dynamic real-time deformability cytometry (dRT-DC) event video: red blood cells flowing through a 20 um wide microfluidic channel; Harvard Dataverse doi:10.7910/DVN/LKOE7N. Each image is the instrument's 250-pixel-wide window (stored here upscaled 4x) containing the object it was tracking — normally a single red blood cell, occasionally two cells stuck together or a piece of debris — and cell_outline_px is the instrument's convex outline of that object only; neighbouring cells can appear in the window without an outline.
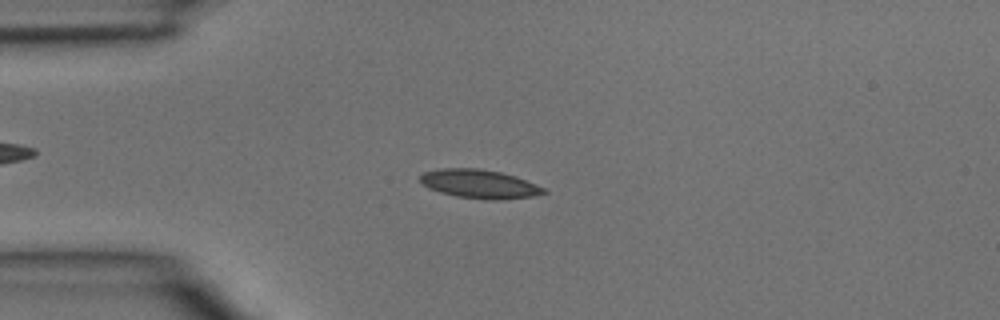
{"species": "common noctule bat (a hibernating species)", "species_latin": "Nyctalus noctula", "temperature_condition": "room temperature", "stored_images_in_passage": 4, "camera_frame_rate_fps": 3000, "um_per_image_px": 0.085, "animal": {"sex": "male", "body_mass_g": 15.6}, "frame": {"image": 1, "passage_image": 3, "time_ms": 0.667, "image_size_px": [1000, 320], "cell_outline_px": [[548, 192], [532, 196], [504, 200], [488, 200], [456, 196], [440, 192], [428, 188], [420, 180], [420, 176], [424, 172], [440, 168], [480, 168], [500, 172], [516, 176], [536, 184], [544, 188]], "centroid_in_image_um": [40.77, 15.64], "position_along_channel_um": 44.2, "area_um2": 20.75}}